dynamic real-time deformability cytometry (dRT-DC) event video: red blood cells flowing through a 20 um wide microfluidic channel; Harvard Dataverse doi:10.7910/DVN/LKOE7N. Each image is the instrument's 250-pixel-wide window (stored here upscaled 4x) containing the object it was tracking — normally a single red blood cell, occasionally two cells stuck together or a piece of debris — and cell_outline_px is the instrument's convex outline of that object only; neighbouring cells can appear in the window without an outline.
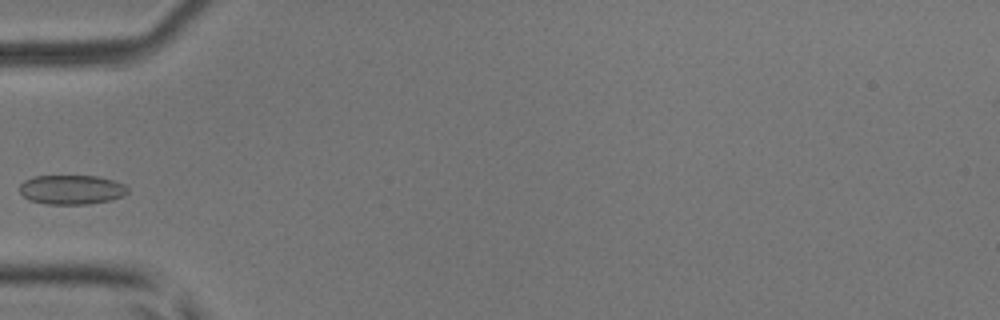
{"species": "common noctule bat (a hibernating species)", "species_latin": "Nyctalus noctula", "temperature_condition": "room temperature", "stored_images_in_passage": 4, "camera_frame_rate_fps": 3000, "um_per_image_px": 0.085, "animal": {"sex": "male", "body_mass_g": 17.9, "forearm_length_mm": 54.2}, "frame": {"image": 1, "passage_image": 3, "time_ms": 0.667, "image_size_px": [1000, 320], "cell_outline_px": [[128, 192], [124, 196], [112, 200], [88, 204], [48, 204], [28, 200], [20, 192], [20, 184], [24, 180], [32, 176], [96, 176], [112, 180], [124, 184], [128, 188]], "centroid_in_image_um": [6.08, 16.12], "position_along_channel_um": 78.9, "area_um2": 18.61}}
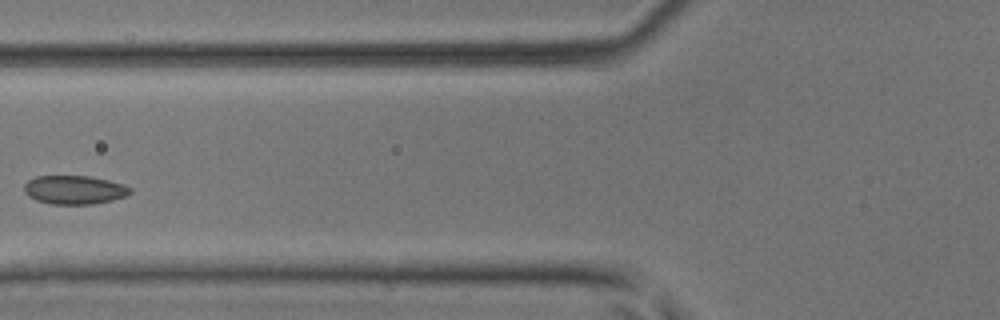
{"frame": {"image": 2, "passage_image": 4, "time_ms": 1.0, "image_size_px": [1000, 320], "cell_outline_px": [[132, 192], [124, 196], [112, 200], [92, 204], [52, 204], [36, 200], [28, 196], [24, 192], [24, 184], [28, 180], [36, 176], [88, 176], [108, 180], [124, 184], [132, 188]], "centroid_in_image_um": [6.31, 16.13], "position_along_channel_um": 119.5, "area_um2": 17.74}}